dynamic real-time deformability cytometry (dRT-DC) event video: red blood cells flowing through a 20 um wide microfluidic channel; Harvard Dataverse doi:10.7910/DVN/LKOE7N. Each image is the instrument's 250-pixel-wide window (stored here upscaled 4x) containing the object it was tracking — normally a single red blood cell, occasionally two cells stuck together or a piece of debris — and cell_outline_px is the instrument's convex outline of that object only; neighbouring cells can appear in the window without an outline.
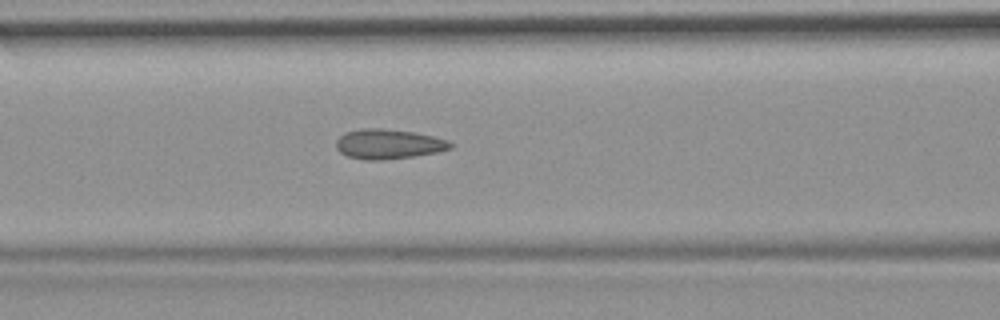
{"species": "common noctule bat (a hibernating species)", "species_latin": "Nyctalus noctula", "temperature_condition": "room temperature", "stored_images_in_passage": 38, "camera_frame_rate_fps": 3000, "um_per_image_px": 0.085, "animal": {"sex": "female", "body_mass_g": 19.9}, "frame": {"image": 1, "passage_image": 12, "time_ms": 3.667, "image_size_px": [1000, 320], "cell_outline_px": [[452, 148], [436, 152], [412, 156], [380, 160], [364, 160], [348, 156], [340, 152], [336, 148], [336, 140], [344, 132], [360, 128], [380, 128], [412, 132], [432, 136], [448, 140], [452, 144]], "centroid_in_image_um": [32.97, 12.24], "position_along_channel_um": 133.6, "area_um2": 19.71}}
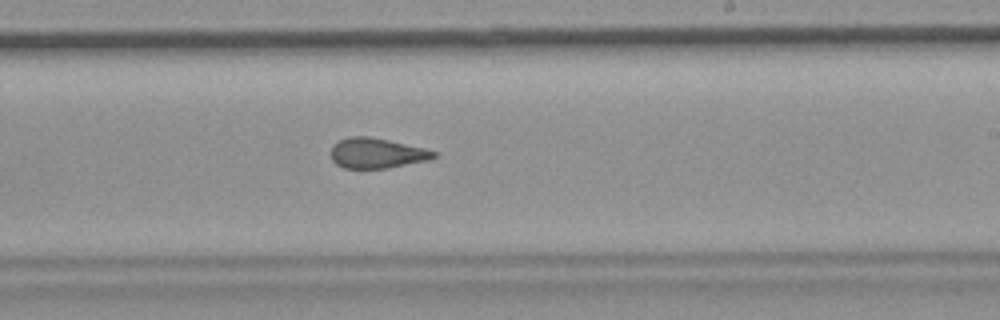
{"frame": {"image": 2, "passage_image": 22, "time_ms": 7.0, "image_size_px": [1000, 320], "cell_outline_px": [[440, 156], [428, 160], [388, 168], [344, 168], [336, 164], [332, 160], [332, 144], [348, 136], [368, 136], [388, 140], [424, 148], [436, 152]], "centroid_in_image_um": [32.03, 13.02], "position_along_channel_um": 257.0, "area_um2": 18.09}}